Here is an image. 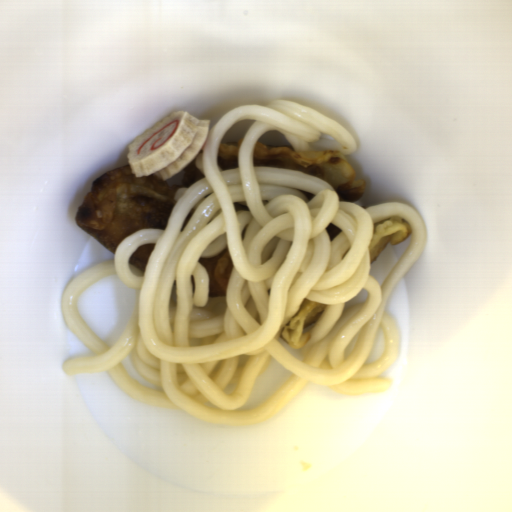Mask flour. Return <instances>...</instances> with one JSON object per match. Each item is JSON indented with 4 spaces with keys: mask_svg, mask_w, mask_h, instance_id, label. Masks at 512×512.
<instances>
[{
    "mask_svg": "<svg viewBox=\"0 0 512 512\" xmlns=\"http://www.w3.org/2000/svg\"><path fill=\"white\" fill-rule=\"evenodd\" d=\"M254 166L285 168L316 176L337 191L339 201L355 204L366 191V180H358L346 154L336 150L295 151L292 145L265 147L256 141Z\"/></svg>",
    "mask_w": 512,
    "mask_h": 512,
    "instance_id": "flour-2",
    "label": "flour"
},
{
    "mask_svg": "<svg viewBox=\"0 0 512 512\" xmlns=\"http://www.w3.org/2000/svg\"><path fill=\"white\" fill-rule=\"evenodd\" d=\"M411 234L408 222L396 215L375 222L371 226L370 243L367 248L370 264L389 244H400Z\"/></svg>",
    "mask_w": 512,
    "mask_h": 512,
    "instance_id": "flour-4",
    "label": "flour"
},
{
    "mask_svg": "<svg viewBox=\"0 0 512 512\" xmlns=\"http://www.w3.org/2000/svg\"><path fill=\"white\" fill-rule=\"evenodd\" d=\"M243 138L219 142L216 157L218 169L232 170L240 166L238 159Z\"/></svg>",
    "mask_w": 512,
    "mask_h": 512,
    "instance_id": "flour-6",
    "label": "flour"
},
{
    "mask_svg": "<svg viewBox=\"0 0 512 512\" xmlns=\"http://www.w3.org/2000/svg\"><path fill=\"white\" fill-rule=\"evenodd\" d=\"M327 304L305 299L297 313L280 330V336L291 348L305 347Z\"/></svg>",
    "mask_w": 512,
    "mask_h": 512,
    "instance_id": "flour-3",
    "label": "flour"
},
{
    "mask_svg": "<svg viewBox=\"0 0 512 512\" xmlns=\"http://www.w3.org/2000/svg\"><path fill=\"white\" fill-rule=\"evenodd\" d=\"M195 157L184 167L180 185L152 175L137 177L130 166L110 170L89 187L75 219L76 226L94 237L113 256L124 238L142 229H165L179 187L203 177Z\"/></svg>",
    "mask_w": 512,
    "mask_h": 512,
    "instance_id": "flour-1",
    "label": "flour"
},
{
    "mask_svg": "<svg viewBox=\"0 0 512 512\" xmlns=\"http://www.w3.org/2000/svg\"><path fill=\"white\" fill-rule=\"evenodd\" d=\"M155 244L156 243H147L134 250L128 264L136 267L143 274L147 268Z\"/></svg>",
    "mask_w": 512,
    "mask_h": 512,
    "instance_id": "flour-7",
    "label": "flour"
},
{
    "mask_svg": "<svg viewBox=\"0 0 512 512\" xmlns=\"http://www.w3.org/2000/svg\"><path fill=\"white\" fill-rule=\"evenodd\" d=\"M198 262L205 268L209 278L210 297L225 296L229 286L230 274L234 263L226 249L213 257H201Z\"/></svg>",
    "mask_w": 512,
    "mask_h": 512,
    "instance_id": "flour-5",
    "label": "flour"
}]
</instances>
